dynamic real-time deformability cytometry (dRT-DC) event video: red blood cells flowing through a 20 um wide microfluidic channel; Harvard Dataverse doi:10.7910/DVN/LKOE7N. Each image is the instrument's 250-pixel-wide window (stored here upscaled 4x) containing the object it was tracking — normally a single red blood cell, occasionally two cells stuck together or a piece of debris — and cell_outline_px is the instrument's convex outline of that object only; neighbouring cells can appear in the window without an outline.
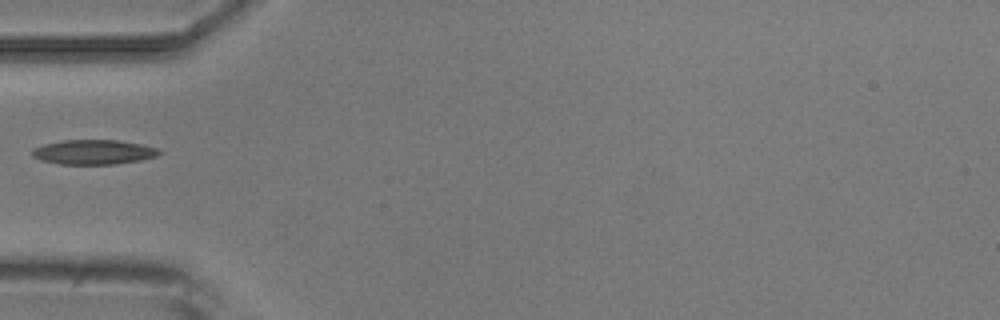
{"species": "common noctule bat (a hibernating species)", "species_latin": "Nyctalus noctula", "temperature_condition": "room temperature", "stored_images_in_passage": 3, "camera_frame_rate_fps": 3000, "um_per_image_px": 0.085, "animal": {"sex": "male", "body_mass_g": 20.5, "forearm_length_mm": 52.5}, "frame": {"image": 1, "passage_image": 1, "time_ms": 0.0, "image_size_px": [1000, 320], "cell_outline_px": [[160, 152], [156, 156], [140, 160], [116, 164], [60, 164], [40, 160], [32, 156], [32, 148], [44, 144], [64, 140], [116, 140], [140, 144], [160, 148]], "centroid_in_image_um": [7.93, 12.93], "position_along_channel_um": 77.1, "area_um2": 18.21}}
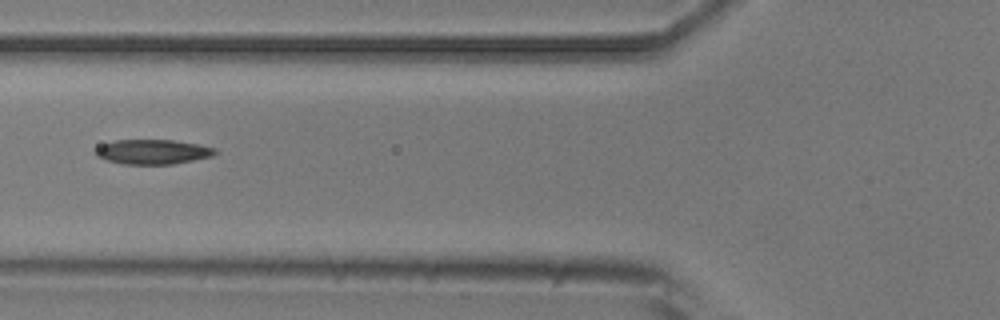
{"frame": {"image": 2, "passage_image": 2, "time_ms": 1.0, "image_size_px": [1000, 320], "cell_outline_px": [[220, 152], [212, 156], [172, 164], [124, 164], [108, 160], [96, 156], [92, 152], [100, 144], [116, 140], [172, 140], [200, 144], [216, 148]], "centroid_in_image_um": [12.98, 12.89], "position_along_channel_um": 112.8, "area_um2": 17.34}}
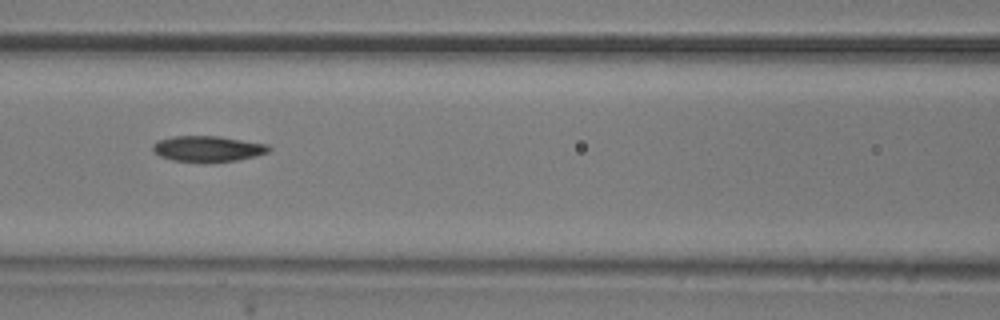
{"frame": {"image": 3, "passage_image": 3, "time_ms": 2.0, "image_size_px": [1000, 320], "cell_outline_px": [[272, 148], [268, 152], [256, 156], [240, 160], [204, 164], [172, 160], [160, 156], [152, 152], [152, 144], [156, 140], [172, 136], [220, 136], [268, 144]], "centroid_in_image_um": [17.64, 12.66], "position_along_channel_um": 149.0, "area_um2": 18.15}}